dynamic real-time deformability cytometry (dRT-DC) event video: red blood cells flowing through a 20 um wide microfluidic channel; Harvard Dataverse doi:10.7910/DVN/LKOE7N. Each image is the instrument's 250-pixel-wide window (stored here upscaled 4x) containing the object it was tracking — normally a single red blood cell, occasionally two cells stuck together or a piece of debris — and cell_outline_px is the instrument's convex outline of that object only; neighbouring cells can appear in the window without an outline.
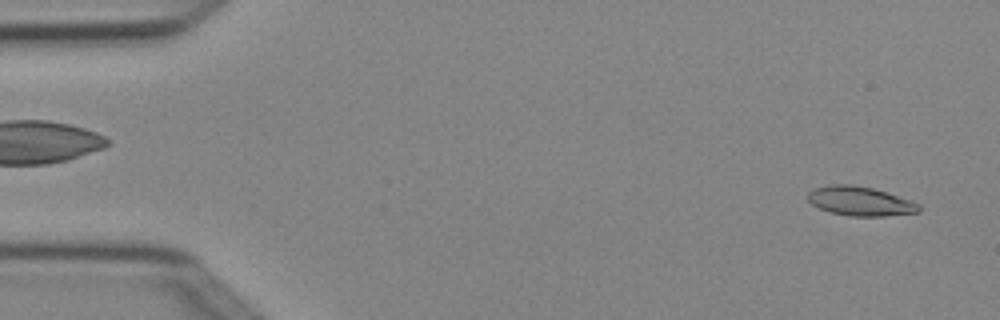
{"species": "Egyptian fruit bat (a non-hibernating species)", "species_latin": "Rousettus aegyptiacus", "temperature_condition": "cold", "stored_images_in_passage": 3, "segment_of_instrument_passage": [2, 2], "camera_frame_rate_fps": 3000, "um_per_image_px": 0.085, "animal": {"sex": "female"}, "frame": {"image": 1, "passage_image": 3, "time_ms": 0.667, "image_size_px": [1000, 320], "cell_outline_px": [[920, 212], [884, 216], [848, 216], [832, 212], [820, 208], [812, 204], [808, 200], [808, 192], [816, 188], [832, 184], [852, 184], [872, 188], [920, 204]], "centroid_in_image_um": [73.1, 17.1], "position_along_channel_um": 11.9, "area_um2": 18.61}}